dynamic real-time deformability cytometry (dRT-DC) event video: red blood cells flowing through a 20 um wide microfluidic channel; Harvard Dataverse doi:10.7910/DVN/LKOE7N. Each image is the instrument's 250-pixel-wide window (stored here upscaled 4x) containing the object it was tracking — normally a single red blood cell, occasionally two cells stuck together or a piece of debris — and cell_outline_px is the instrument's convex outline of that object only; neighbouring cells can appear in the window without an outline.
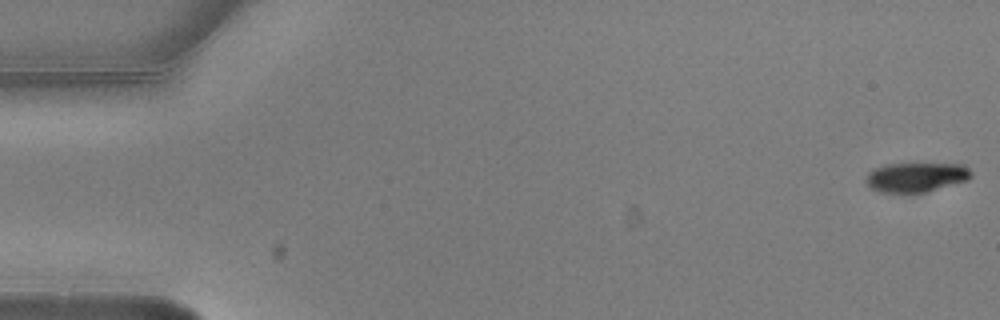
{"species": "common noctule bat (a hibernating species)", "species_latin": "Nyctalus noctula", "temperature_condition": "warm", "stored_images_in_passage": 4, "camera_frame_rate_fps": 3000, "um_per_image_px": 0.085, "animal": {"sex": "male", "body_mass_g": 20.5, "forearm_length_mm": 52.5}, "frame": {"image": 1, "passage_image": 1, "time_ms": 0.0, "image_size_px": [1000, 320], "cell_outline_px": [[972, 176], [968, 180], [924, 192], [900, 196], [880, 192], [872, 188], [864, 180], [868, 172], [884, 164], [964, 164], [972, 172]], "centroid_in_image_um": [77.83, 15.1], "position_along_channel_um": 7.2, "area_um2": 18.55}}
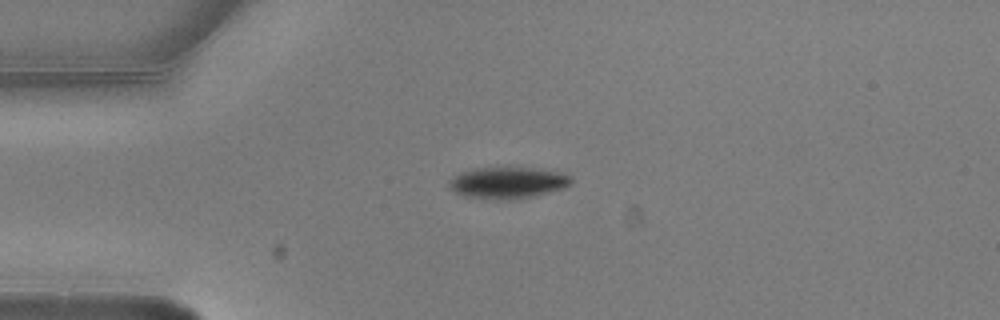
{"frame": {"image": 2, "passage_image": 3, "time_ms": 0.667, "image_size_px": [1000, 320], "cell_outline_px": [[572, 184], [564, 188], [532, 196], [504, 200], [500, 200], [464, 196], [448, 188], [448, 184], [460, 172], [472, 168], [532, 168], [564, 172], [572, 176]], "centroid_in_image_um": [43.19, 15.52], "position_along_channel_um": 41.8, "area_um2": 22.31}}